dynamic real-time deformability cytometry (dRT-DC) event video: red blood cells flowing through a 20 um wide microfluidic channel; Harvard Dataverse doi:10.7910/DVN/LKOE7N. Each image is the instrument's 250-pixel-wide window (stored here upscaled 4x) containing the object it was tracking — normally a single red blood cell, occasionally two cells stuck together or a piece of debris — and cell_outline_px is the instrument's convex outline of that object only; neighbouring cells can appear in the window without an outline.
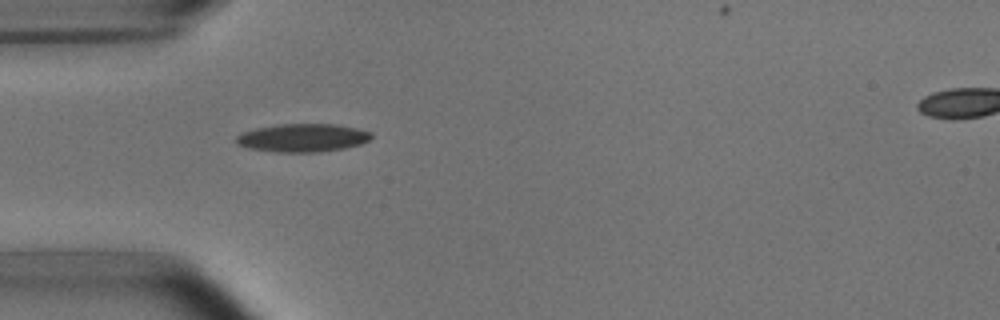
{"species": "common noctule bat (a hibernating species)", "species_latin": "Nyctalus noctula", "temperature_condition": "room temperature", "stored_images_in_passage": 1, "camera_frame_rate_fps": 3000, "um_per_image_px": 0.085, "animal": {"sex": "male", "body_mass_g": 15.6}, "frame": {"image": 1, "passage_image": 1, "time_ms": 0.0, "image_size_px": [1000, 320], "cell_outline_px": [[372, 136], [368, 140], [360, 144], [344, 148], [320, 152], [276, 152], [248, 148], [236, 144], [236, 136], [244, 132], [256, 128], [280, 124], [336, 124], [356, 128], [372, 132]], "centroid_in_image_um": [25.72, 11.71], "position_along_channel_um": 59.3, "area_um2": 22.14}}